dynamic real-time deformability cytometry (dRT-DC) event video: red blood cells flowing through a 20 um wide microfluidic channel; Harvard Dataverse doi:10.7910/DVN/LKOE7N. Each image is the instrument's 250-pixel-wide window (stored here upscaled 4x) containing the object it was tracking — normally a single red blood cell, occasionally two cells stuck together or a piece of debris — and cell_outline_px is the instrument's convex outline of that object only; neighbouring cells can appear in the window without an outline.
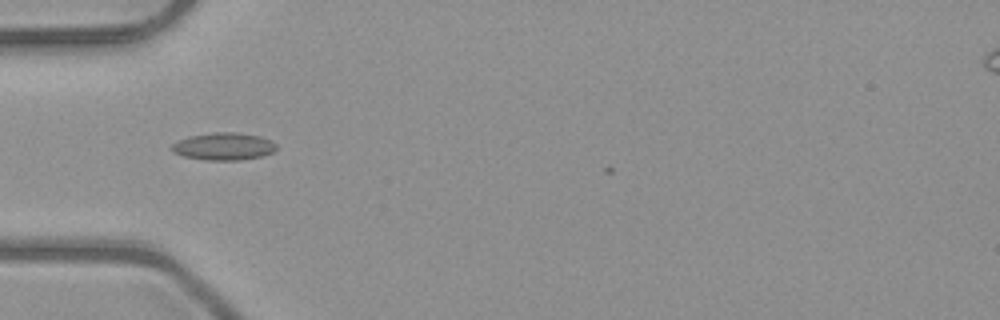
{"species": "common noctule bat (a hibernating species)", "species_latin": "Nyctalus noctula", "temperature_condition": "room temperature", "stored_images_in_passage": 4, "camera_frame_rate_fps": 3000, "um_per_image_px": 0.085, "animal": {"sex": "male", "body_mass_g": 23.1, "forearm_length_mm": 52.7}, "frame": {"image": 1, "passage_image": 1, "time_ms": 0.0, "image_size_px": [1000, 320], "cell_outline_px": [[276, 148], [272, 152], [264, 156], [240, 160], [204, 160], [184, 156], [172, 152], [168, 148], [172, 144], [188, 136], [212, 132], [236, 132], [260, 136], [272, 140], [276, 144]], "centroid_in_image_um": [19.0, 12.44], "position_along_channel_um": 66.0, "area_um2": 16.94}}